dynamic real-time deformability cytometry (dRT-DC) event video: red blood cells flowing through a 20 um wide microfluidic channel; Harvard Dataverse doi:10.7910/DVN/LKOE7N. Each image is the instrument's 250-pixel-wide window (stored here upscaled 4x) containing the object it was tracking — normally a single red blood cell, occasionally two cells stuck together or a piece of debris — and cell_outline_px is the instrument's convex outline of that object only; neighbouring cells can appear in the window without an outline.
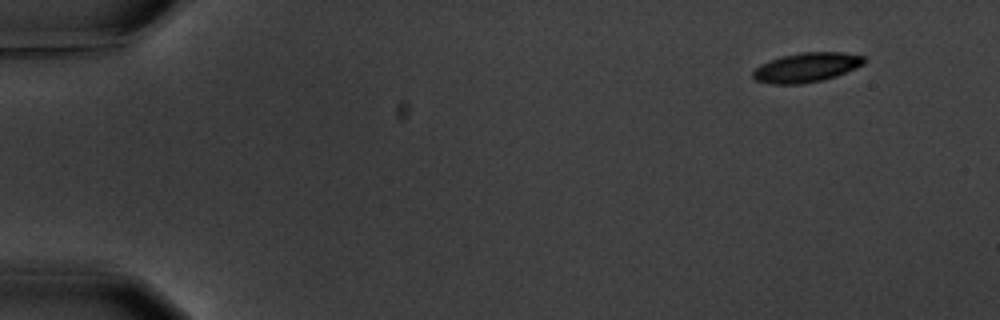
{"species": "common noctule bat (a hibernating species)", "species_latin": "Nyctalus noctula", "temperature_condition": "warm", "stored_images_in_passage": 12, "camera_frame_rate_fps": 3000, "um_per_image_px": 0.085, "animal": {"sex": "male", "body_mass_g": 20.1, "forearm_length_mm": 53.5}, "frame": {"image": 1, "passage_image": 1, "time_ms": 0.0, "image_size_px": [1000, 320], "cell_outline_px": [[868, 60], [864, 64], [856, 68], [836, 76], [824, 80], [800, 84], [772, 84], [756, 80], [752, 76], [752, 72], [760, 64], [780, 56], [800, 52], [844, 52], [864, 56]], "centroid_in_image_um": [68.58, 5.72], "position_along_channel_um": 16.4, "area_um2": 19.31}, "authors_computed_cell_mechanics": {"area_um2": 20.1144, "velocity_mm_per_s": 3.5519, "shape_relaxation_time_tau1_ms": 3.1018, "shape_relaxation_time_tau2_ms": 5.4044, "deformation_change_tau1": 0.0966, "deformation_change_tau2": 0.0665}}